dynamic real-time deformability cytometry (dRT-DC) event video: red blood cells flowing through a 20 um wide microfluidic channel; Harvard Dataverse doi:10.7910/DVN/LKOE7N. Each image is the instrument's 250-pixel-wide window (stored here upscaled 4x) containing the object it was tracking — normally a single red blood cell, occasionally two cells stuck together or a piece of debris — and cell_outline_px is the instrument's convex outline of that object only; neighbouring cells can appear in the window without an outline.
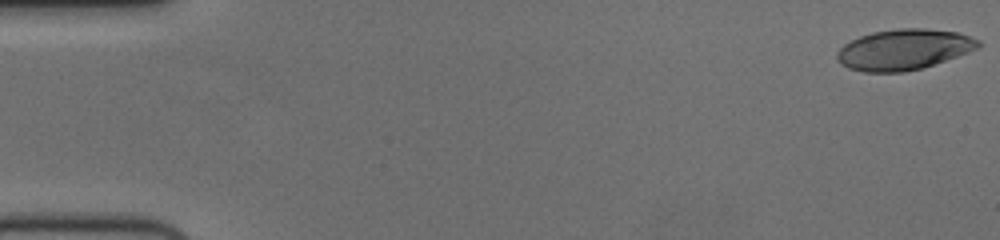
{"species": "human", "species_latin": "Homo sapiens", "temperature_condition": "cold", "stored_images_in_passage": 56, "camera_frame_rate_fps": 3000, "um_per_image_px": 0.085, "donor": {"sex": "female"}, "frame": {"image": 1, "passage_image": 1, "time_ms": 0.0, "image_size_px": [1000, 240], "cell_outline_px": [[980, 44], [976, 48], [968, 52], [924, 68], [904, 72], [864, 72], [848, 68], [840, 64], [836, 60], [836, 52], [844, 44], [860, 36], [872, 32], [900, 28], [924, 28], [956, 32], [980, 40]], "centroid_in_image_um": [76.78, 4.22], "position_along_channel_um": 8.2, "area_um2": 33.47}}
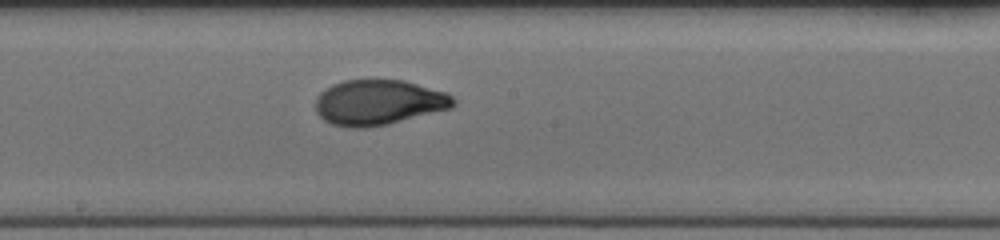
{"frame": {"image": 2, "passage_image": 31, "time_ms": 10.0, "image_size_px": [1000, 240], "cell_outline_px": [[456, 104], [452, 108], [388, 124], [364, 128], [348, 128], [332, 124], [324, 120], [316, 112], [316, 96], [320, 92], [332, 84], [344, 80], [404, 80], [444, 92], [452, 96], [456, 100]], "centroid_in_image_um": [32.16, 8.71], "position_along_channel_um": 216.0, "area_um2": 36.41}}
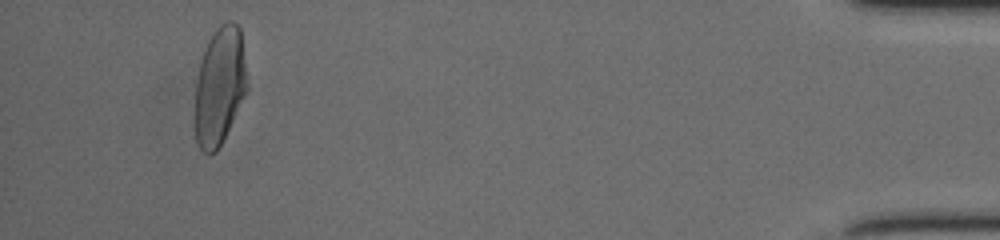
{"frame": {"image": 3, "passage_image": 53, "time_ms": 17.333, "image_size_px": [1000, 240], "cell_outline_px": [[248, 88], [216, 152], [208, 156], [196, 144], [196, 80], [204, 48], [208, 40], [216, 28], [220, 24], [228, 20], [232, 20], [240, 28], [248, 84]], "centroid_in_image_um": [18.67, 7.28], "position_along_channel_um": 416.5, "area_um2": 35.49}, "authors_computed_cell_mechanics": {"area_um2": 35.5181, "velocity_mm_per_s": 3.7205, "shape_relaxation_time_tau1_ms": 4.5136, "shape_relaxation_time_tau2_ms": 0.9738, "deformation_change_tau1": 0.2104, "deformation_change_tau2": 0.0542}}